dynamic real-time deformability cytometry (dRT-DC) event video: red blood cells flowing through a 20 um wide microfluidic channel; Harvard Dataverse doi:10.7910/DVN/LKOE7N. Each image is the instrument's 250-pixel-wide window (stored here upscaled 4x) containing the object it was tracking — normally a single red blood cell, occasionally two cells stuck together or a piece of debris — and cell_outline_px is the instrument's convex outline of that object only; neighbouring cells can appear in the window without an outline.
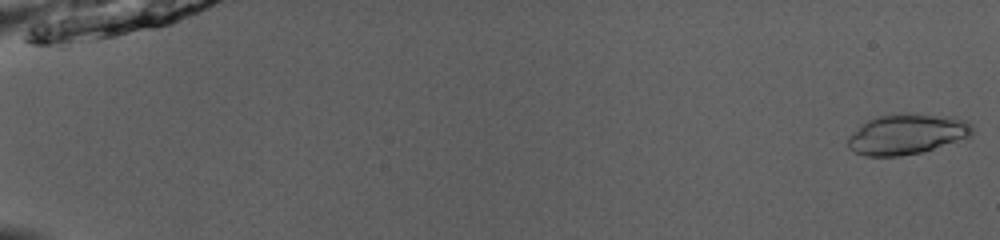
{"species": "common noctule bat (a hibernating species)", "species_latin": "Nyctalus noctula", "temperature_condition": "room temperature", "stored_images_in_passage": 51, "camera_frame_rate_fps": 3000, "um_per_image_px": 0.085, "animal": {"sex": "male", "body_mass_g": 13.0, "forearm_length_mm": 53.1}, "frame": {"image": 1, "passage_image": 1, "time_ms": 0.0, "image_size_px": [1000, 240], "cell_outline_px": [[972, 136], [920, 152], [900, 156], [864, 156], [848, 148], [848, 136], [868, 120], [876, 116], [896, 112], [908, 112], [952, 116], [968, 120], [972, 124]], "centroid_in_image_um": [77.1, 11.37], "position_along_channel_um": 7.9, "area_um2": 29.59}}
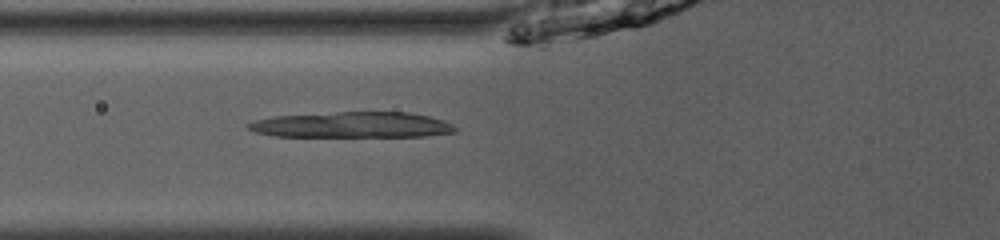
{"frame": {"image": 2, "passage_image": 21, "time_ms": 6.667, "image_size_px": [1000, 240], "cell_outline_px": [[456, 132], [424, 136], [272, 136], [256, 132], [248, 128], [244, 124], [256, 120], [276, 116], [336, 112], [408, 112], [428, 116], [444, 120], [452, 124], [456, 128]], "centroid_in_image_um": [29.94, 10.61], "position_along_channel_um": 95.9, "area_um2": 30.87}}
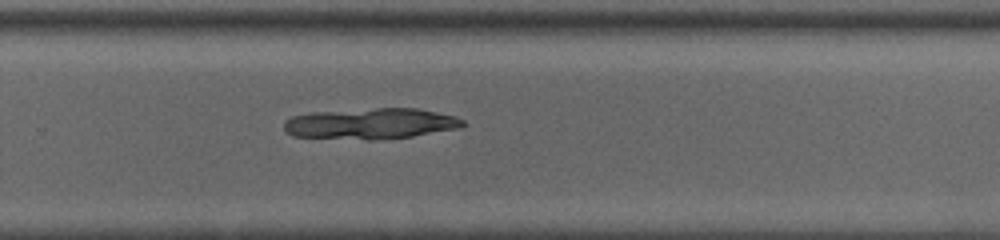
{"frame": {"image": 3, "passage_image": 36, "time_ms": 11.667, "image_size_px": [1000, 240], "cell_outline_px": [[468, 124], [460, 128], [412, 136], [372, 140], [368, 140], [292, 136], [284, 128], [284, 120], [292, 116], [312, 112], [376, 108], [416, 108], [456, 116], [464, 120]], "centroid_in_image_um": [31.53, 10.51], "position_along_channel_um": 298.3, "area_um2": 32.31}}